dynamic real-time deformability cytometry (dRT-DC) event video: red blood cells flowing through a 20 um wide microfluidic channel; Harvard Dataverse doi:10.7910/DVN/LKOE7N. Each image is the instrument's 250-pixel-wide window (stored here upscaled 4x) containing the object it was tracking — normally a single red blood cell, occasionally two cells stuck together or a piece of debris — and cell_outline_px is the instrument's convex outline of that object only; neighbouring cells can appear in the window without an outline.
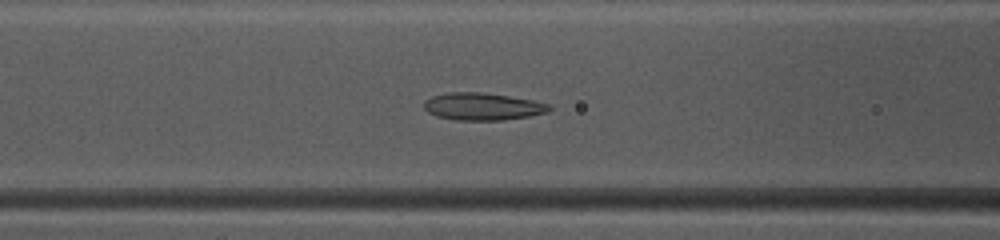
{"species": "common noctule bat (a hibernating species)", "species_latin": "Nyctalus noctula", "temperature_condition": "warm", "stored_images_in_passage": 37, "camera_frame_rate_fps": 3000, "um_per_image_px": 0.085, "animal": {"sex": "female", "body_mass_g": 10.0, "forearm_length_mm": 53.1}, "frame": {"image": 1, "passage_image": 9, "time_ms": 2.667, "image_size_px": [1000, 240], "cell_outline_px": [[552, 108], [548, 112], [528, 116], [500, 120], [456, 120], [436, 116], [428, 112], [424, 108], [424, 100], [432, 96], [448, 92], [480, 92], [508, 96], [532, 100], [548, 104]], "centroid_in_image_um": [40.98, 9.05], "position_along_channel_um": 125.6, "area_um2": 19.83}}
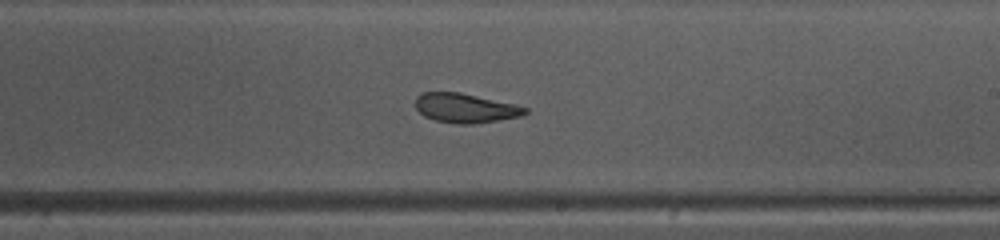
{"frame": {"image": 2, "passage_image": 18, "time_ms": 5.667, "image_size_px": [1000, 240], "cell_outline_px": [[528, 112], [520, 116], [500, 120], [476, 124], [456, 124], [436, 120], [424, 116], [416, 108], [416, 96], [420, 92], [460, 92], [512, 104], [528, 108]], "centroid_in_image_um": [39.53, 9.19], "position_along_channel_um": 249.5, "area_um2": 18.67}}
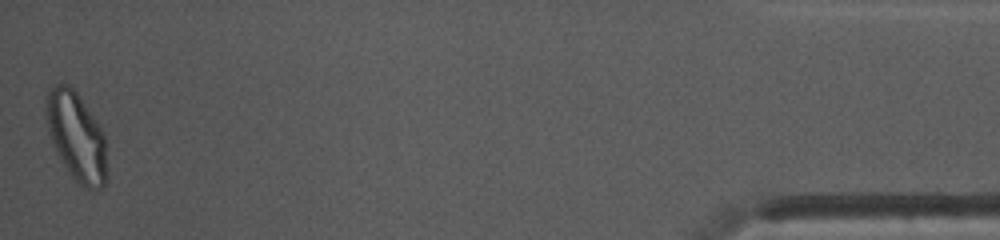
{"frame": {"image": 3, "passage_image": 37, "time_ms": 12.0, "image_size_px": [1000, 240], "cell_outline_px": [[108, 172], [104, 188], [88, 188], [80, 184], [72, 176], [60, 156], [48, 132], [44, 108], [44, 100], [48, 88], [56, 84], [68, 84], [76, 92], [104, 132]], "centroid_in_image_um": [6.5, 11.57], "position_along_channel_um": 428.7, "area_um2": 31.33}, "authors_computed_cell_mechanics": {"area_um2": 20.519, "velocity_mm_per_s": 4.1273, "shape_relaxation_time_tau1_ms": 6.5355, "shape_relaxation_time_tau2_ms": 1.3598, "deformation_change_tau1": 0.1932, "deformation_change_tau2": 0.0906}}